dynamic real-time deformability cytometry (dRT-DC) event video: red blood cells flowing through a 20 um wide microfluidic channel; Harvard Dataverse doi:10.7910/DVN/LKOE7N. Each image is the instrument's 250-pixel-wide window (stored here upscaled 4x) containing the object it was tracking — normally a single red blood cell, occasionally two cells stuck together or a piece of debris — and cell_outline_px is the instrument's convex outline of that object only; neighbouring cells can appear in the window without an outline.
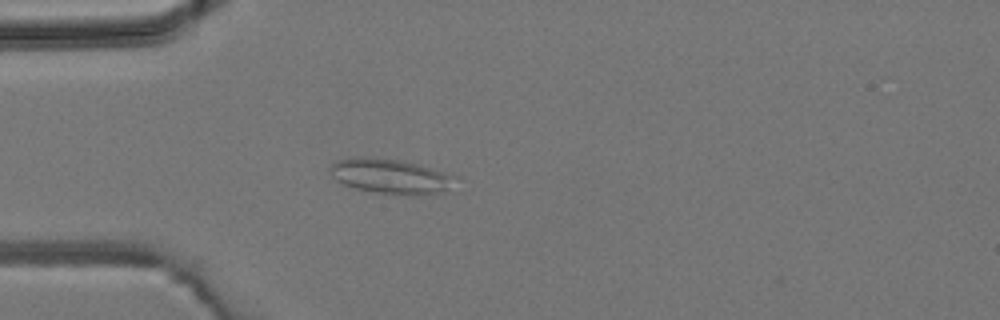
{"species": "common noctule bat (a hibernating species)", "species_latin": "Nyctalus noctula", "temperature_condition": "room temperature", "stored_images_in_passage": 4, "camera_frame_rate_fps": 3000, "um_per_image_px": 0.085, "animal": {"sex": "male", "body_mass_g": 19.2, "forearm_length_mm": 51.8}, "frame": {"image": 1, "passage_image": 4, "time_ms": 3.667, "image_size_px": [1000, 320], "cell_outline_px": [[460, 176], [444, 192], [420, 196], [376, 192], [356, 188], [344, 184], [336, 180], [332, 176], [328, 168], [336, 160], [352, 156], [368, 156], [404, 160], [420, 164], [448, 172]], "centroid_in_image_um": [33.24, 14.95], "position_along_channel_um": 51.8, "area_um2": 26.13}}